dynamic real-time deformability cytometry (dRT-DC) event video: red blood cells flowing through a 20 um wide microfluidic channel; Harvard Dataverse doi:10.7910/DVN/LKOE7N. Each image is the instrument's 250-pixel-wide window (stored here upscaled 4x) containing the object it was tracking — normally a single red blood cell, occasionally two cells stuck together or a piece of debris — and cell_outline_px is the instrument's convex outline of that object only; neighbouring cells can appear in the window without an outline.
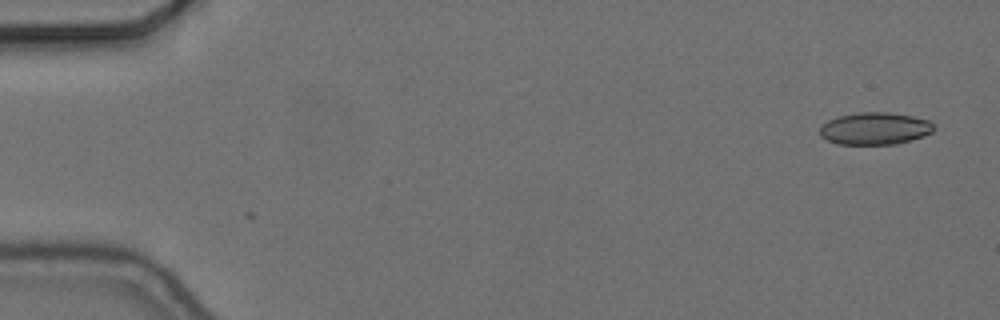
{"species": "common noctule bat (a hibernating species)", "species_latin": "Nyctalus noctula", "temperature_condition": "cold", "stored_images_in_passage": 12, "camera_frame_rate_fps": 3000, "um_per_image_px": 0.085, "animal": {"sex": "female", "body_mass_g": 24.6, "forearm_length_mm": 56.2}, "frame": {"image": 1, "passage_image": 1, "time_ms": 0.0, "image_size_px": [1000, 320], "cell_outline_px": [[932, 132], [924, 136], [896, 144], [836, 144], [820, 136], [820, 128], [828, 120], [836, 116], [860, 112], [888, 112], [912, 116], [928, 120], [932, 124]], "centroid_in_image_um": [74.33, 10.92], "position_along_channel_um": 10.7, "area_um2": 21.33}}